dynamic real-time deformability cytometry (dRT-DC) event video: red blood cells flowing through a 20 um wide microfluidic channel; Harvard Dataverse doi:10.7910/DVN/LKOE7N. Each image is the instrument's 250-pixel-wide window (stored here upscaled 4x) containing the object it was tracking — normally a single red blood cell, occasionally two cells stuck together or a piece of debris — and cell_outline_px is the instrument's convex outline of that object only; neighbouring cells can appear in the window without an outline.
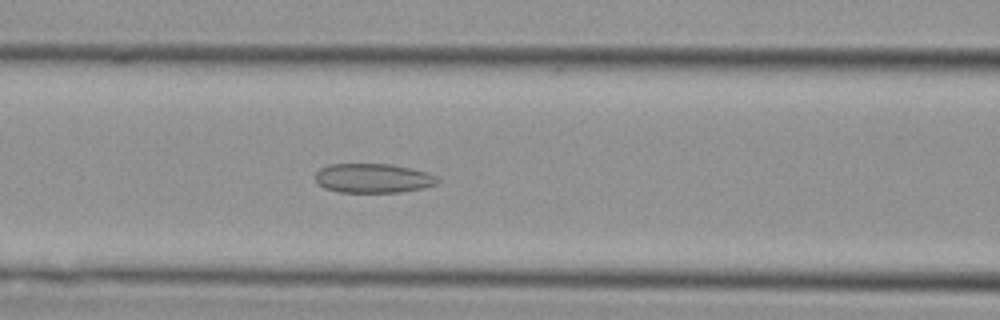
{"species": "Egyptian fruit bat (a non-hibernating species)", "species_latin": "Rousettus aegyptiacus", "temperature_condition": "cold", "stored_images_in_passage": 46, "camera_frame_rate_fps": 3000, "um_per_image_px": 0.085, "animal": {"sex": "female"}, "frame": {"image": 1, "passage_image": 19, "time_ms": 6.0, "image_size_px": [1000, 320], "cell_outline_px": [[440, 180], [436, 184], [424, 188], [400, 192], [340, 192], [324, 188], [316, 180], [316, 172], [320, 168], [328, 164], [392, 164], [412, 168], [428, 172], [436, 176]], "centroid_in_image_um": [31.74, 15.14], "position_along_channel_um": 134.9, "area_um2": 20.98}}
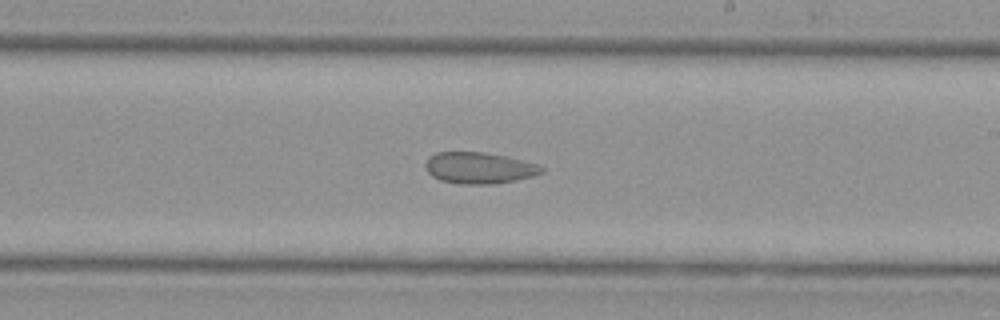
{"frame": {"image": 2, "passage_image": 27, "time_ms": 8.667, "image_size_px": [1000, 320], "cell_outline_px": [[544, 172], [532, 176], [516, 180], [492, 184], [460, 184], [440, 180], [432, 176], [428, 172], [424, 164], [428, 156], [436, 152], [484, 152], [504, 156], [536, 164], [544, 168]], "centroid_in_image_um": [40.68, 14.27], "position_along_channel_um": 248.3, "area_um2": 21.15}}
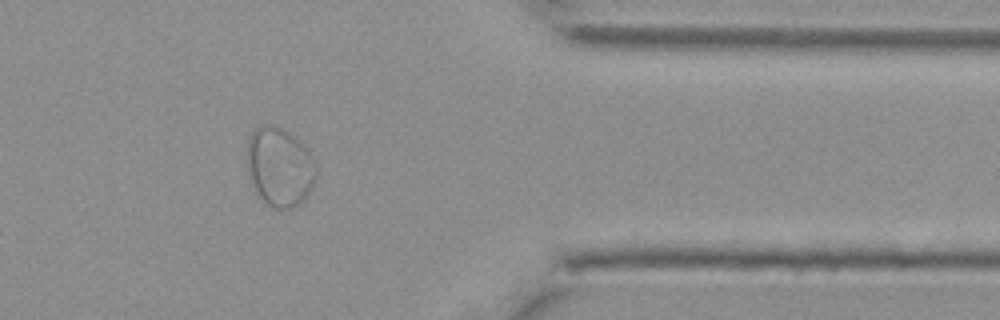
{"frame": {"image": 3, "passage_image": 38, "time_ms": 12.333, "image_size_px": [1000, 320], "cell_outline_px": [[316, 176], [312, 188], [304, 200], [300, 204], [292, 208], [272, 208], [264, 204], [256, 196], [248, 172], [248, 136], [260, 124], [272, 124], [288, 132], [308, 148], [316, 164]], "centroid_in_image_um": [23.77, 14.21], "position_along_channel_um": 387.6, "area_um2": 32.31}}